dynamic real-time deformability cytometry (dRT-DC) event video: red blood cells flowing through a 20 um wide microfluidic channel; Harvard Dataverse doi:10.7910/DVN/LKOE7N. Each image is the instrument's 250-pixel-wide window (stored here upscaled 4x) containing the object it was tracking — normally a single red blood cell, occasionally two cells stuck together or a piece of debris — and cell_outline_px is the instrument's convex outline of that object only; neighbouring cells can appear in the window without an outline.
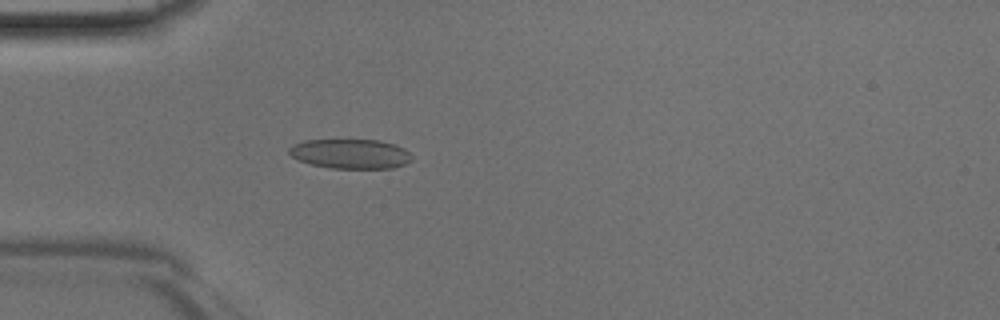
{"species": "Egyptian fruit bat (a non-hibernating species)", "species_latin": "Rousettus aegyptiacus", "temperature_condition": "room temperature", "stored_images_in_passage": 46, "camera_frame_rate_fps": 3000, "um_per_image_px": 0.085, "animal": {"sex": "male"}, "frame": {"image": 1, "passage_image": 14, "time_ms": 4.333, "image_size_px": [1000, 320], "cell_outline_px": [[412, 160], [404, 164], [392, 168], [332, 168], [312, 164], [300, 160], [292, 156], [288, 152], [288, 148], [292, 144], [304, 140], [380, 140], [404, 148], [412, 156]], "centroid_in_image_um": [29.78, 13.07], "position_along_channel_um": 55.2, "area_um2": 21.04}}
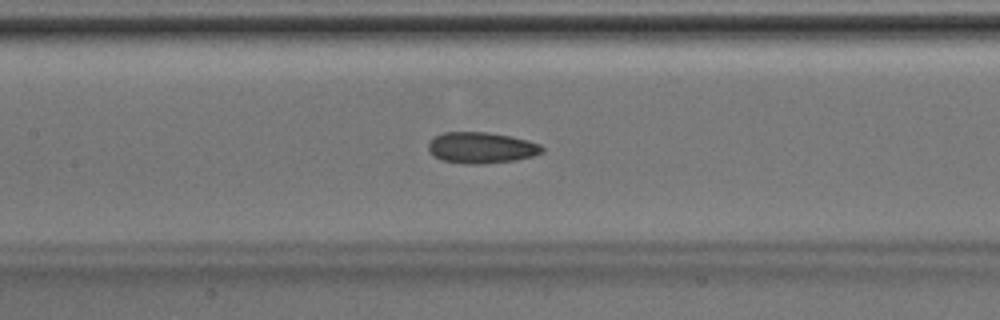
{"frame": {"image": 2, "passage_image": 22, "time_ms": 7.0, "image_size_px": [1000, 320], "cell_outline_px": [[544, 152], [532, 156], [516, 160], [480, 164], [464, 164], [440, 160], [432, 156], [428, 148], [428, 144], [436, 136], [444, 132], [488, 132], [512, 136], [528, 140], [540, 144], [544, 148]], "centroid_in_image_um": [40.92, 12.56], "position_along_channel_um": 166.5, "area_um2": 20.81}}
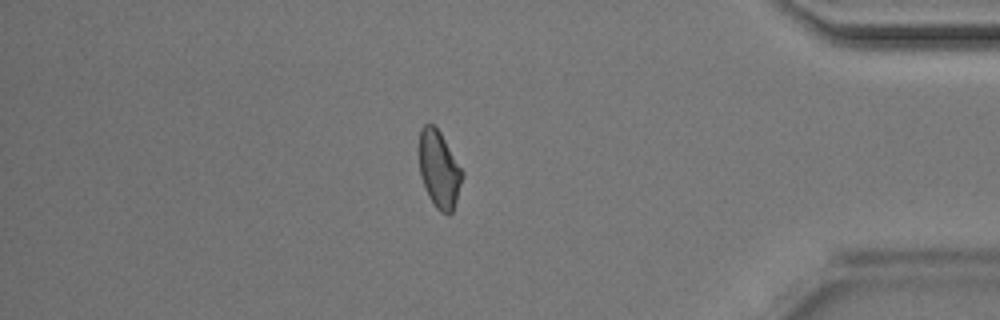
{"frame": {"image": 3, "passage_image": 40, "time_ms": 13.0, "image_size_px": [1000, 320], "cell_outline_px": [[464, 176], [452, 212], [448, 216], [440, 212], [436, 208], [428, 196], [420, 176], [420, 128], [424, 124], [432, 124], [440, 132], [464, 172]], "centroid_in_image_um": [37.34, 14.43], "position_along_channel_um": 397.9, "area_um2": 19.31}}